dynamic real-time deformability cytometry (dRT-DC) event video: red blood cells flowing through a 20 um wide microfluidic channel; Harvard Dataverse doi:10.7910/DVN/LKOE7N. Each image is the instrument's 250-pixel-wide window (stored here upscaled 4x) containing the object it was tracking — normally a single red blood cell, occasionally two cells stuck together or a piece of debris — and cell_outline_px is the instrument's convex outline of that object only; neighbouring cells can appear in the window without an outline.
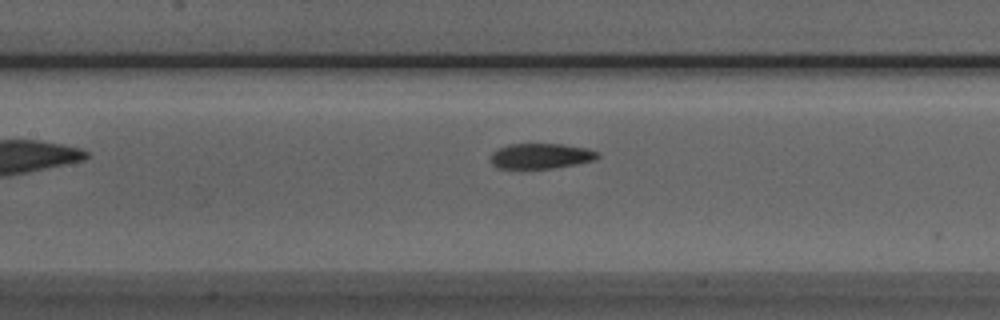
{"species": "Egyptian fruit bat (a non-hibernating species)", "species_latin": "Rousettus aegyptiacus", "temperature_condition": "room temperature", "stored_images_in_passage": 26, "camera_frame_rate_fps": 3000, "um_per_image_px": 0.085, "animal": {"sex": "male"}, "frame": {"image": 1, "passage_image": 7, "time_ms": 2.0, "image_size_px": [1000, 320], "cell_outline_px": [[600, 156], [596, 160], [576, 164], [552, 168], [496, 168], [492, 164], [492, 152], [508, 144], [564, 144], [588, 148], [600, 152]], "centroid_in_image_um": [46.03, 13.25], "position_along_channel_um": 161.4, "area_um2": 15.84}}
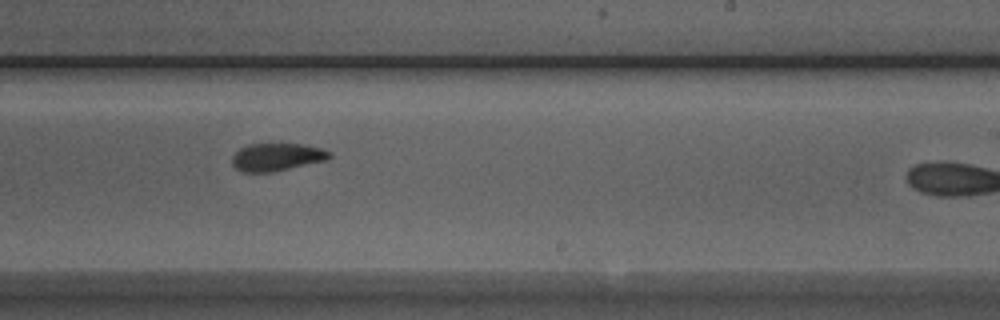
{"frame": {"image": 2, "passage_image": 15, "time_ms": 4.667, "image_size_px": [1000, 320], "cell_outline_px": [[332, 156], [328, 160], [272, 172], [240, 172], [232, 164], [232, 156], [240, 148], [248, 144], [304, 144], [320, 148], [332, 152]], "centroid_in_image_um": [23.54, 13.35], "position_along_channel_um": 265.5, "area_um2": 15.84}}
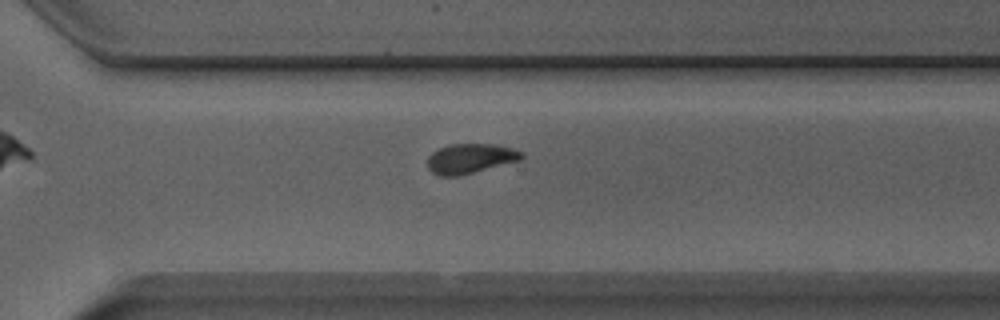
{"frame": {"image": 3, "passage_image": 20, "time_ms": 6.333, "image_size_px": [1000, 320], "cell_outline_px": [[524, 156], [520, 160], [460, 176], [440, 176], [432, 172], [428, 168], [428, 156], [432, 152], [448, 144], [496, 144], [512, 148], [520, 152]], "centroid_in_image_um": [39.95, 13.47], "position_along_channel_um": 330.6, "area_um2": 16.3}}